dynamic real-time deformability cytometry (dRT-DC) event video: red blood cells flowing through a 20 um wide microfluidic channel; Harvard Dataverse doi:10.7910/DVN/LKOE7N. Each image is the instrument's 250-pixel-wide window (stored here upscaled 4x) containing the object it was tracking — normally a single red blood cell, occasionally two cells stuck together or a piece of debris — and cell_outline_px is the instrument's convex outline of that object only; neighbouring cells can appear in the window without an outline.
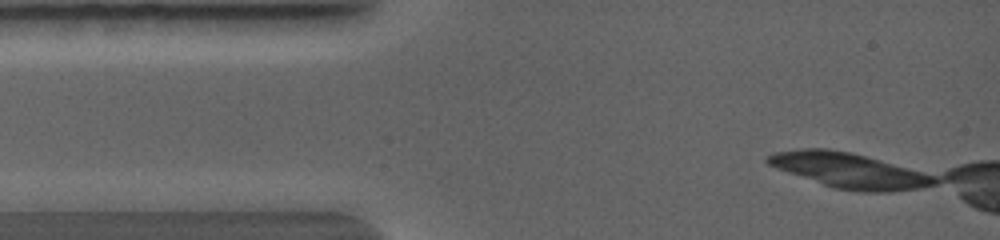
{"species": "common noctule bat (a hibernating species)", "species_latin": "Nyctalus noctula", "temperature_condition": "warm", "stored_images_in_passage": 3, "camera_frame_rate_fps": 5000, "um_per_image_px": 0.085, "animal": {"sex": "female", "body_mass_g": 19.0, "forearm_length_mm": 56.7}, "frame": {"image": 1, "passage_image": 1, "time_ms": 0.0, "image_size_px": [1000, 240], "cell_outline_px": [[936, 180], [928, 184], [908, 188], [836, 188], [824, 184], [772, 164], [768, 160], [772, 156], [784, 152], [844, 152], [860, 156], [928, 176]], "centroid_in_image_um": [72.1, 14.5], "position_along_channel_um": 12.9, "area_um2": 27.92}}